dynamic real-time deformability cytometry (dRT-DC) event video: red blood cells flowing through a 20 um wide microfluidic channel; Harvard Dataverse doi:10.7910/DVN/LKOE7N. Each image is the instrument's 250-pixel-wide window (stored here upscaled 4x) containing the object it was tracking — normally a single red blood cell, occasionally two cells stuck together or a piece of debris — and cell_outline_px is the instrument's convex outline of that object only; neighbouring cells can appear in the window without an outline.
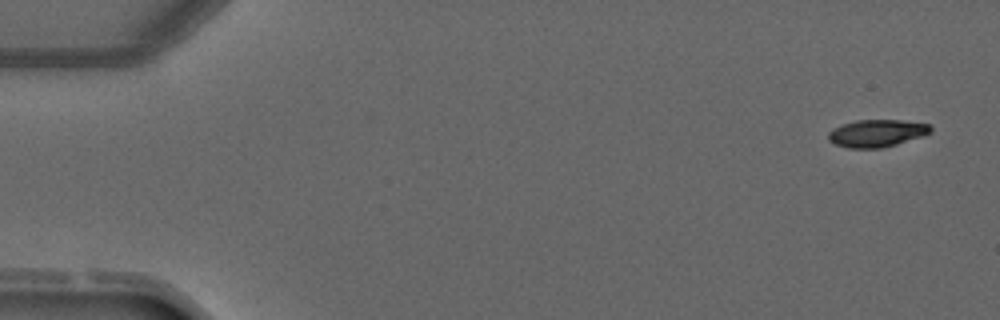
{"species": "common noctule bat (a hibernating species)", "species_latin": "Nyctalus noctula", "temperature_condition": "warm", "stored_images_in_passage": 4, "camera_frame_rate_fps": 3000, "um_per_image_px": 0.085, "animal": {"sex": "male", "forearm_length_mm": 52.5}, "frame": {"image": 1, "passage_image": 1, "time_ms": 0.0, "image_size_px": [1000, 320], "cell_outline_px": [[932, 132], [924, 136], [896, 144], [880, 148], [848, 148], [836, 144], [828, 140], [828, 132], [832, 128], [840, 124], [856, 120], [904, 120], [932, 124]], "centroid_in_image_um": [74.55, 11.31], "position_along_channel_um": 10.5, "area_um2": 16.59}}
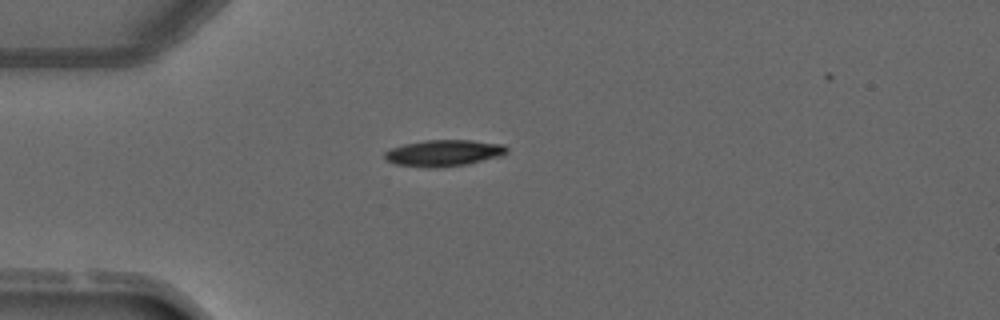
{"frame": {"image": 2, "passage_image": 4, "time_ms": 3.333, "image_size_px": [1000, 320], "cell_outline_px": [[508, 152], [500, 156], [468, 164], [436, 168], [424, 168], [396, 164], [388, 160], [384, 156], [384, 152], [392, 148], [404, 144], [424, 140], [472, 140], [504, 144], [508, 148]], "centroid_in_image_um": [37.74, 13.01], "position_along_channel_um": 47.3, "area_um2": 18.9}}